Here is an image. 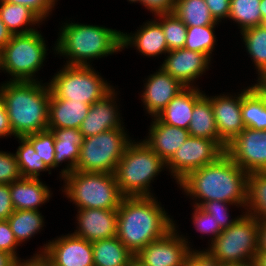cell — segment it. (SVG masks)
<instances>
[{"mask_svg":"<svg viewBox=\"0 0 266 266\" xmlns=\"http://www.w3.org/2000/svg\"><path fill=\"white\" fill-rule=\"evenodd\" d=\"M145 142L165 163H167L190 137L188 130L162 123L157 117H151Z\"/></svg>","mask_w":266,"mask_h":266,"instance_id":"obj_21","label":"cell"},{"mask_svg":"<svg viewBox=\"0 0 266 266\" xmlns=\"http://www.w3.org/2000/svg\"><path fill=\"white\" fill-rule=\"evenodd\" d=\"M247 175L224 153L215 162L191 171L177 185L193 200L192 205L200 206L203 202L217 200L245 209Z\"/></svg>","mask_w":266,"mask_h":266,"instance_id":"obj_1","label":"cell"},{"mask_svg":"<svg viewBox=\"0 0 266 266\" xmlns=\"http://www.w3.org/2000/svg\"><path fill=\"white\" fill-rule=\"evenodd\" d=\"M40 178H21L10 184L12 205L15 210H36L49 202L52 197L50 187Z\"/></svg>","mask_w":266,"mask_h":266,"instance_id":"obj_23","label":"cell"},{"mask_svg":"<svg viewBox=\"0 0 266 266\" xmlns=\"http://www.w3.org/2000/svg\"><path fill=\"white\" fill-rule=\"evenodd\" d=\"M259 221L243 212L237 221L224 229L207 249L218 264L252 261L258 252Z\"/></svg>","mask_w":266,"mask_h":266,"instance_id":"obj_8","label":"cell"},{"mask_svg":"<svg viewBox=\"0 0 266 266\" xmlns=\"http://www.w3.org/2000/svg\"><path fill=\"white\" fill-rule=\"evenodd\" d=\"M0 17L13 34H26L37 30L43 20L30 8L0 0ZM33 26V27H32Z\"/></svg>","mask_w":266,"mask_h":266,"instance_id":"obj_27","label":"cell"},{"mask_svg":"<svg viewBox=\"0 0 266 266\" xmlns=\"http://www.w3.org/2000/svg\"><path fill=\"white\" fill-rule=\"evenodd\" d=\"M25 138L32 144L36 154L41 158V161L50 169H54L55 157V137L50 130L37 132L25 136Z\"/></svg>","mask_w":266,"mask_h":266,"instance_id":"obj_38","label":"cell"},{"mask_svg":"<svg viewBox=\"0 0 266 266\" xmlns=\"http://www.w3.org/2000/svg\"><path fill=\"white\" fill-rule=\"evenodd\" d=\"M20 245L16 241L14 234L7 220H0V251L14 256L16 259L20 257L16 253L17 247Z\"/></svg>","mask_w":266,"mask_h":266,"instance_id":"obj_43","label":"cell"},{"mask_svg":"<svg viewBox=\"0 0 266 266\" xmlns=\"http://www.w3.org/2000/svg\"><path fill=\"white\" fill-rule=\"evenodd\" d=\"M256 83L251 84V87L263 99L266 104V73L257 75Z\"/></svg>","mask_w":266,"mask_h":266,"instance_id":"obj_50","label":"cell"},{"mask_svg":"<svg viewBox=\"0 0 266 266\" xmlns=\"http://www.w3.org/2000/svg\"><path fill=\"white\" fill-rule=\"evenodd\" d=\"M217 266H256V265L254 263V260H252L244 262L218 264Z\"/></svg>","mask_w":266,"mask_h":266,"instance_id":"obj_55","label":"cell"},{"mask_svg":"<svg viewBox=\"0 0 266 266\" xmlns=\"http://www.w3.org/2000/svg\"><path fill=\"white\" fill-rule=\"evenodd\" d=\"M144 24V25H143ZM136 29L134 33L122 32V50L135 47V50L146 57L166 55L169 50L166 44L162 26L155 20H148Z\"/></svg>","mask_w":266,"mask_h":266,"instance_id":"obj_20","label":"cell"},{"mask_svg":"<svg viewBox=\"0 0 266 266\" xmlns=\"http://www.w3.org/2000/svg\"><path fill=\"white\" fill-rule=\"evenodd\" d=\"M194 210L192 212V223L194 224L195 230L202 234H206L210 237L208 240L212 243L217 236L223 231L218 223L213 219V215L206 213L199 206L193 205Z\"/></svg>","mask_w":266,"mask_h":266,"instance_id":"obj_39","label":"cell"},{"mask_svg":"<svg viewBox=\"0 0 266 266\" xmlns=\"http://www.w3.org/2000/svg\"><path fill=\"white\" fill-rule=\"evenodd\" d=\"M21 178L16 155L0 151V184H11Z\"/></svg>","mask_w":266,"mask_h":266,"instance_id":"obj_41","label":"cell"},{"mask_svg":"<svg viewBox=\"0 0 266 266\" xmlns=\"http://www.w3.org/2000/svg\"><path fill=\"white\" fill-rule=\"evenodd\" d=\"M156 196L123 197L117 210L118 239L134 255L174 227Z\"/></svg>","mask_w":266,"mask_h":266,"instance_id":"obj_2","label":"cell"},{"mask_svg":"<svg viewBox=\"0 0 266 266\" xmlns=\"http://www.w3.org/2000/svg\"><path fill=\"white\" fill-rule=\"evenodd\" d=\"M225 153L245 172H266V130L245 128L226 147Z\"/></svg>","mask_w":266,"mask_h":266,"instance_id":"obj_13","label":"cell"},{"mask_svg":"<svg viewBox=\"0 0 266 266\" xmlns=\"http://www.w3.org/2000/svg\"><path fill=\"white\" fill-rule=\"evenodd\" d=\"M204 91L195 87H185L156 116L162 123L188 130L195 103Z\"/></svg>","mask_w":266,"mask_h":266,"instance_id":"obj_24","label":"cell"},{"mask_svg":"<svg viewBox=\"0 0 266 266\" xmlns=\"http://www.w3.org/2000/svg\"><path fill=\"white\" fill-rule=\"evenodd\" d=\"M7 221L20 246L40 233L45 226L44 216L36 210H15Z\"/></svg>","mask_w":266,"mask_h":266,"instance_id":"obj_29","label":"cell"},{"mask_svg":"<svg viewBox=\"0 0 266 266\" xmlns=\"http://www.w3.org/2000/svg\"><path fill=\"white\" fill-rule=\"evenodd\" d=\"M48 241L37 253H44L53 266H94L92 242L72 233Z\"/></svg>","mask_w":266,"mask_h":266,"instance_id":"obj_14","label":"cell"},{"mask_svg":"<svg viewBox=\"0 0 266 266\" xmlns=\"http://www.w3.org/2000/svg\"><path fill=\"white\" fill-rule=\"evenodd\" d=\"M217 25L187 27L184 48L206 54L210 59L217 44L215 28Z\"/></svg>","mask_w":266,"mask_h":266,"instance_id":"obj_36","label":"cell"},{"mask_svg":"<svg viewBox=\"0 0 266 266\" xmlns=\"http://www.w3.org/2000/svg\"><path fill=\"white\" fill-rule=\"evenodd\" d=\"M117 94L118 92L113 88L101 100L90 105L87 117L79 127L84 138L113 129H126L119 111L120 107L116 103Z\"/></svg>","mask_w":266,"mask_h":266,"instance_id":"obj_16","label":"cell"},{"mask_svg":"<svg viewBox=\"0 0 266 266\" xmlns=\"http://www.w3.org/2000/svg\"><path fill=\"white\" fill-rule=\"evenodd\" d=\"M15 266H53V264L44 253H34L29 259H17Z\"/></svg>","mask_w":266,"mask_h":266,"instance_id":"obj_49","label":"cell"},{"mask_svg":"<svg viewBox=\"0 0 266 266\" xmlns=\"http://www.w3.org/2000/svg\"><path fill=\"white\" fill-rule=\"evenodd\" d=\"M0 95L15 138L48 130V82L7 80L0 85Z\"/></svg>","mask_w":266,"mask_h":266,"instance_id":"obj_3","label":"cell"},{"mask_svg":"<svg viewBox=\"0 0 266 266\" xmlns=\"http://www.w3.org/2000/svg\"><path fill=\"white\" fill-rule=\"evenodd\" d=\"M239 33L255 66L256 74L266 73V25L251 27Z\"/></svg>","mask_w":266,"mask_h":266,"instance_id":"obj_33","label":"cell"},{"mask_svg":"<svg viewBox=\"0 0 266 266\" xmlns=\"http://www.w3.org/2000/svg\"><path fill=\"white\" fill-rule=\"evenodd\" d=\"M8 3L20 4L23 6H27L33 12H35L43 21L46 18H49V15L54 10L55 4H57L58 0H2Z\"/></svg>","mask_w":266,"mask_h":266,"instance_id":"obj_42","label":"cell"},{"mask_svg":"<svg viewBox=\"0 0 266 266\" xmlns=\"http://www.w3.org/2000/svg\"><path fill=\"white\" fill-rule=\"evenodd\" d=\"M12 33L7 29L4 22L0 17V51L5 47V45L10 41Z\"/></svg>","mask_w":266,"mask_h":266,"instance_id":"obj_52","label":"cell"},{"mask_svg":"<svg viewBox=\"0 0 266 266\" xmlns=\"http://www.w3.org/2000/svg\"><path fill=\"white\" fill-rule=\"evenodd\" d=\"M76 230L72 233L89 242L109 239L117 233V210L77 209Z\"/></svg>","mask_w":266,"mask_h":266,"instance_id":"obj_19","label":"cell"},{"mask_svg":"<svg viewBox=\"0 0 266 266\" xmlns=\"http://www.w3.org/2000/svg\"><path fill=\"white\" fill-rule=\"evenodd\" d=\"M147 77L144 79L141 101L146 113L156 117L185 86L174 79L161 66L158 70L156 69V72Z\"/></svg>","mask_w":266,"mask_h":266,"instance_id":"obj_17","label":"cell"},{"mask_svg":"<svg viewBox=\"0 0 266 266\" xmlns=\"http://www.w3.org/2000/svg\"><path fill=\"white\" fill-rule=\"evenodd\" d=\"M254 263L256 266H266V252L258 251L254 258Z\"/></svg>","mask_w":266,"mask_h":266,"instance_id":"obj_54","label":"cell"},{"mask_svg":"<svg viewBox=\"0 0 266 266\" xmlns=\"http://www.w3.org/2000/svg\"><path fill=\"white\" fill-rule=\"evenodd\" d=\"M182 266H217V264L204 250L194 249L185 257Z\"/></svg>","mask_w":266,"mask_h":266,"instance_id":"obj_46","label":"cell"},{"mask_svg":"<svg viewBox=\"0 0 266 266\" xmlns=\"http://www.w3.org/2000/svg\"><path fill=\"white\" fill-rule=\"evenodd\" d=\"M230 205L235 206L237 208L241 207L239 205H235L229 202L217 201V200L203 202L199 207L202 210H204L206 213L213 215V219L224 230L233 225L237 221V219L241 216L238 215L237 217H234V219L231 218L232 216L229 215Z\"/></svg>","mask_w":266,"mask_h":266,"instance_id":"obj_40","label":"cell"},{"mask_svg":"<svg viewBox=\"0 0 266 266\" xmlns=\"http://www.w3.org/2000/svg\"><path fill=\"white\" fill-rule=\"evenodd\" d=\"M177 225L174 222L170 231L142 248L134 258L143 266H182L185 257L194 248L188 236L180 234Z\"/></svg>","mask_w":266,"mask_h":266,"instance_id":"obj_12","label":"cell"},{"mask_svg":"<svg viewBox=\"0 0 266 266\" xmlns=\"http://www.w3.org/2000/svg\"><path fill=\"white\" fill-rule=\"evenodd\" d=\"M216 22L221 23L229 18L230 0H204Z\"/></svg>","mask_w":266,"mask_h":266,"instance_id":"obj_45","label":"cell"},{"mask_svg":"<svg viewBox=\"0 0 266 266\" xmlns=\"http://www.w3.org/2000/svg\"><path fill=\"white\" fill-rule=\"evenodd\" d=\"M224 153L215 140L190 136L166 163V169L178 184L191 171L215 162Z\"/></svg>","mask_w":266,"mask_h":266,"instance_id":"obj_11","label":"cell"},{"mask_svg":"<svg viewBox=\"0 0 266 266\" xmlns=\"http://www.w3.org/2000/svg\"><path fill=\"white\" fill-rule=\"evenodd\" d=\"M242 90V121L245 128L266 130V104L249 85Z\"/></svg>","mask_w":266,"mask_h":266,"instance_id":"obj_31","label":"cell"},{"mask_svg":"<svg viewBox=\"0 0 266 266\" xmlns=\"http://www.w3.org/2000/svg\"><path fill=\"white\" fill-rule=\"evenodd\" d=\"M258 251L266 252V220L259 221Z\"/></svg>","mask_w":266,"mask_h":266,"instance_id":"obj_51","label":"cell"},{"mask_svg":"<svg viewBox=\"0 0 266 266\" xmlns=\"http://www.w3.org/2000/svg\"><path fill=\"white\" fill-rule=\"evenodd\" d=\"M62 180L61 191L77 209L118 210L123 199L114 173L74 170Z\"/></svg>","mask_w":266,"mask_h":266,"instance_id":"obj_6","label":"cell"},{"mask_svg":"<svg viewBox=\"0 0 266 266\" xmlns=\"http://www.w3.org/2000/svg\"><path fill=\"white\" fill-rule=\"evenodd\" d=\"M48 84L57 98L88 105L101 100L114 88L93 66L63 65Z\"/></svg>","mask_w":266,"mask_h":266,"instance_id":"obj_9","label":"cell"},{"mask_svg":"<svg viewBox=\"0 0 266 266\" xmlns=\"http://www.w3.org/2000/svg\"><path fill=\"white\" fill-rule=\"evenodd\" d=\"M48 130L55 137L54 169L61 166L63 162L66 164L61 172L59 171V179H62L66 174L75 170L84 137L79 129L48 128Z\"/></svg>","mask_w":266,"mask_h":266,"instance_id":"obj_22","label":"cell"},{"mask_svg":"<svg viewBox=\"0 0 266 266\" xmlns=\"http://www.w3.org/2000/svg\"><path fill=\"white\" fill-rule=\"evenodd\" d=\"M259 8L262 14L263 25H266V0H261Z\"/></svg>","mask_w":266,"mask_h":266,"instance_id":"obj_56","label":"cell"},{"mask_svg":"<svg viewBox=\"0 0 266 266\" xmlns=\"http://www.w3.org/2000/svg\"><path fill=\"white\" fill-rule=\"evenodd\" d=\"M260 3L261 0H230L229 19L238 24L240 32L263 25Z\"/></svg>","mask_w":266,"mask_h":266,"instance_id":"obj_35","label":"cell"},{"mask_svg":"<svg viewBox=\"0 0 266 266\" xmlns=\"http://www.w3.org/2000/svg\"><path fill=\"white\" fill-rule=\"evenodd\" d=\"M131 3H140L152 14L172 13L175 0H127Z\"/></svg>","mask_w":266,"mask_h":266,"instance_id":"obj_44","label":"cell"},{"mask_svg":"<svg viewBox=\"0 0 266 266\" xmlns=\"http://www.w3.org/2000/svg\"><path fill=\"white\" fill-rule=\"evenodd\" d=\"M243 211L258 221L266 220V172L248 173L247 203Z\"/></svg>","mask_w":266,"mask_h":266,"instance_id":"obj_30","label":"cell"},{"mask_svg":"<svg viewBox=\"0 0 266 266\" xmlns=\"http://www.w3.org/2000/svg\"><path fill=\"white\" fill-rule=\"evenodd\" d=\"M227 94V95H226ZM210 96L219 137L228 145L245 126L242 121V91ZM234 95V96H233Z\"/></svg>","mask_w":266,"mask_h":266,"instance_id":"obj_18","label":"cell"},{"mask_svg":"<svg viewBox=\"0 0 266 266\" xmlns=\"http://www.w3.org/2000/svg\"><path fill=\"white\" fill-rule=\"evenodd\" d=\"M16 260L14 256L0 251V266H15Z\"/></svg>","mask_w":266,"mask_h":266,"instance_id":"obj_53","label":"cell"},{"mask_svg":"<svg viewBox=\"0 0 266 266\" xmlns=\"http://www.w3.org/2000/svg\"><path fill=\"white\" fill-rule=\"evenodd\" d=\"M129 266H143L140 262H138L135 258L131 261Z\"/></svg>","mask_w":266,"mask_h":266,"instance_id":"obj_57","label":"cell"},{"mask_svg":"<svg viewBox=\"0 0 266 266\" xmlns=\"http://www.w3.org/2000/svg\"><path fill=\"white\" fill-rule=\"evenodd\" d=\"M94 266H129L134 259L117 236L92 242Z\"/></svg>","mask_w":266,"mask_h":266,"instance_id":"obj_28","label":"cell"},{"mask_svg":"<svg viewBox=\"0 0 266 266\" xmlns=\"http://www.w3.org/2000/svg\"><path fill=\"white\" fill-rule=\"evenodd\" d=\"M90 105L57 98L52 92L49 102L48 128L79 129Z\"/></svg>","mask_w":266,"mask_h":266,"instance_id":"obj_25","label":"cell"},{"mask_svg":"<svg viewBox=\"0 0 266 266\" xmlns=\"http://www.w3.org/2000/svg\"><path fill=\"white\" fill-rule=\"evenodd\" d=\"M11 136L15 137L10 125L4 100L0 95V138H7Z\"/></svg>","mask_w":266,"mask_h":266,"instance_id":"obj_48","label":"cell"},{"mask_svg":"<svg viewBox=\"0 0 266 266\" xmlns=\"http://www.w3.org/2000/svg\"><path fill=\"white\" fill-rule=\"evenodd\" d=\"M192 137L215 140L224 150L227 144L219 137L210 96L204 95L195 103L192 118L188 126Z\"/></svg>","mask_w":266,"mask_h":266,"instance_id":"obj_26","label":"cell"},{"mask_svg":"<svg viewBox=\"0 0 266 266\" xmlns=\"http://www.w3.org/2000/svg\"><path fill=\"white\" fill-rule=\"evenodd\" d=\"M20 143L15 153L22 178H39L40 172L51 174V170L36 154L34 147L25 137H16Z\"/></svg>","mask_w":266,"mask_h":266,"instance_id":"obj_34","label":"cell"},{"mask_svg":"<svg viewBox=\"0 0 266 266\" xmlns=\"http://www.w3.org/2000/svg\"><path fill=\"white\" fill-rule=\"evenodd\" d=\"M70 22H62L58 39L52 48L53 53L65 57V65L92 66L90 63L94 59L122 52L120 30L102 25Z\"/></svg>","mask_w":266,"mask_h":266,"instance_id":"obj_4","label":"cell"},{"mask_svg":"<svg viewBox=\"0 0 266 266\" xmlns=\"http://www.w3.org/2000/svg\"><path fill=\"white\" fill-rule=\"evenodd\" d=\"M128 134L125 129H113L85 137L75 170L115 173L118 162L133 139Z\"/></svg>","mask_w":266,"mask_h":266,"instance_id":"obj_10","label":"cell"},{"mask_svg":"<svg viewBox=\"0 0 266 266\" xmlns=\"http://www.w3.org/2000/svg\"><path fill=\"white\" fill-rule=\"evenodd\" d=\"M165 57L160 66L183 86L195 88L199 87L196 81L209 70L212 60L204 53L185 48L169 51Z\"/></svg>","mask_w":266,"mask_h":266,"instance_id":"obj_15","label":"cell"},{"mask_svg":"<svg viewBox=\"0 0 266 266\" xmlns=\"http://www.w3.org/2000/svg\"><path fill=\"white\" fill-rule=\"evenodd\" d=\"M40 32L12 35L0 51L1 73L9 74V81H44L35 78L48 55L46 40Z\"/></svg>","mask_w":266,"mask_h":266,"instance_id":"obj_7","label":"cell"},{"mask_svg":"<svg viewBox=\"0 0 266 266\" xmlns=\"http://www.w3.org/2000/svg\"><path fill=\"white\" fill-rule=\"evenodd\" d=\"M153 16L162 26L168 50L184 48L187 26L173 12Z\"/></svg>","mask_w":266,"mask_h":266,"instance_id":"obj_37","label":"cell"},{"mask_svg":"<svg viewBox=\"0 0 266 266\" xmlns=\"http://www.w3.org/2000/svg\"><path fill=\"white\" fill-rule=\"evenodd\" d=\"M164 169L166 163L145 142L132 140L114 174L124 197L154 196L151 183Z\"/></svg>","mask_w":266,"mask_h":266,"instance_id":"obj_5","label":"cell"},{"mask_svg":"<svg viewBox=\"0 0 266 266\" xmlns=\"http://www.w3.org/2000/svg\"><path fill=\"white\" fill-rule=\"evenodd\" d=\"M173 13L187 26L218 25L204 0H175Z\"/></svg>","mask_w":266,"mask_h":266,"instance_id":"obj_32","label":"cell"},{"mask_svg":"<svg viewBox=\"0 0 266 266\" xmlns=\"http://www.w3.org/2000/svg\"><path fill=\"white\" fill-rule=\"evenodd\" d=\"M15 211L10 194V184H0V220H7Z\"/></svg>","mask_w":266,"mask_h":266,"instance_id":"obj_47","label":"cell"}]
</instances>
